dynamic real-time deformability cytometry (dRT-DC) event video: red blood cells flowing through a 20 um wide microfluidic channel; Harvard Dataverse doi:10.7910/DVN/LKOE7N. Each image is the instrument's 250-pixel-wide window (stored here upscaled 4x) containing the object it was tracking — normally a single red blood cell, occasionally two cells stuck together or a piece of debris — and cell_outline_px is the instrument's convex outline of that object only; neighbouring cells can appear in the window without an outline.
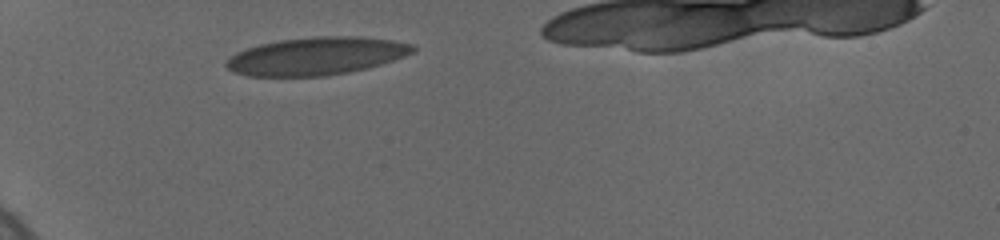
{"species": "human", "species_latin": "Homo sapiens", "temperature_condition": "cold", "stored_images_in_passage": 3, "camera_frame_rate_fps": 3000, "um_per_image_px": 0.085, "donor": {"sex": "female"}, "frame": {"image": 1, "passage_image": 1, "time_ms": 0.0, "image_size_px": [1000, 240], "cell_outline_px": [[416, 52], [368, 68], [328, 76], [248, 76], [232, 72], [224, 64], [236, 52], [260, 44], [280, 40], [312, 36], [364, 36], [392, 40], [412, 44], [416, 48]], "centroid_in_image_um": [26.91, 4.76], "position_along_channel_um": 58.1, "area_um2": 41.21}}
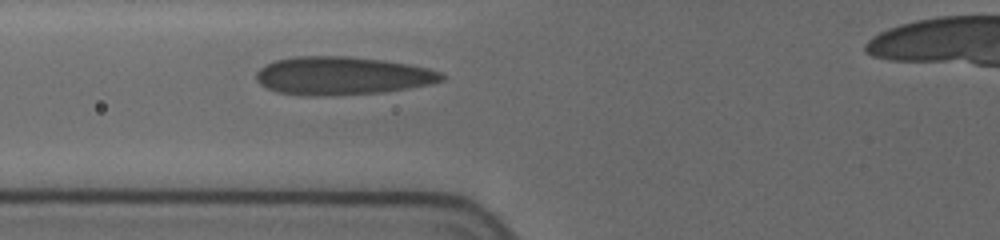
{"frame": {"image": 2, "passage_image": 3, "time_ms": 1.667, "image_size_px": [1000, 240], "cell_outline_px": [[444, 80], [428, 84], [408, 88], [380, 92], [320, 96], [308, 96], [276, 92], [260, 84], [256, 80], [256, 72], [264, 64], [276, 60], [292, 56], [348, 56], [384, 60], [408, 64], [428, 68], [440, 72], [444, 76]], "centroid_in_image_um": [29.03, 6.43], "position_along_channel_um": 96.8, "area_um2": 41.21}}